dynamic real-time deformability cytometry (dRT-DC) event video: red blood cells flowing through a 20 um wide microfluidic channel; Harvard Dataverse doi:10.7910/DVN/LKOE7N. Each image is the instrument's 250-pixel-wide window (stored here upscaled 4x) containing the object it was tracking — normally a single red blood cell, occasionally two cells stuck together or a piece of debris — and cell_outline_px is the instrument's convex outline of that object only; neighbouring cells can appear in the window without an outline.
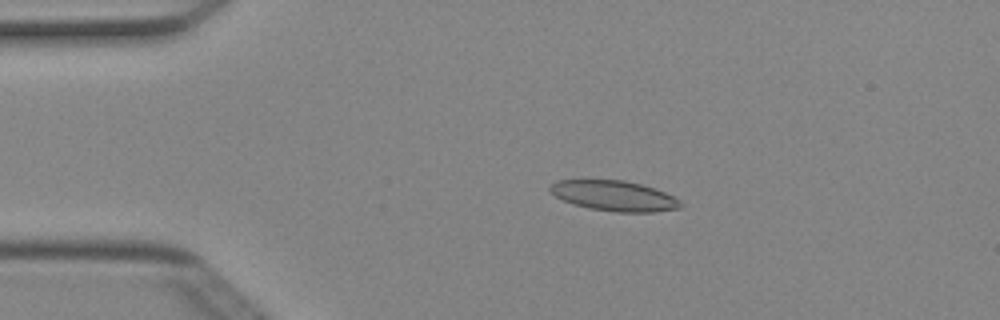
{"species": "Egyptian fruit bat (a non-hibernating species)", "species_latin": "Rousettus aegyptiacus", "temperature_condition": "cold", "stored_images_in_passage": 49, "camera_frame_rate_fps": 3000, "um_per_image_px": 0.085, "animal": {"sex": "female"}, "frame": {"image": 1, "passage_image": 9, "time_ms": 2.667, "image_size_px": [1000, 320], "cell_outline_px": [[684, 204], [680, 208], [656, 212], [616, 212], [588, 208], [572, 204], [556, 196], [548, 188], [556, 180], [624, 180], [640, 184], [664, 192], [680, 200]], "centroid_in_image_um": [52.22, 16.65], "position_along_channel_um": 32.8, "area_um2": 22.95}}
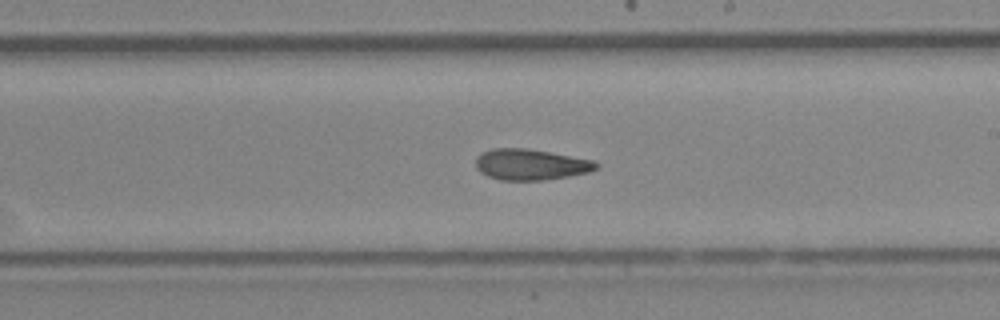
{"frame": {"image": 2, "passage_image": 28, "time_ms": 9.0, "image_size_px": [1000, 320], "cell_outline_px": [[600, 164], [596, 168], [588, 172], [568, 176], [544, 180], [500, 180], [488, 176], [480, 172], [476, 168], [476, 156], [480, 152], [492, 148], [524, 148], [596, 160]], "centroid_in_image_um": [45.09, 13.98], "position_along_channel_um": 243.9, "area_um2": 21.79}}
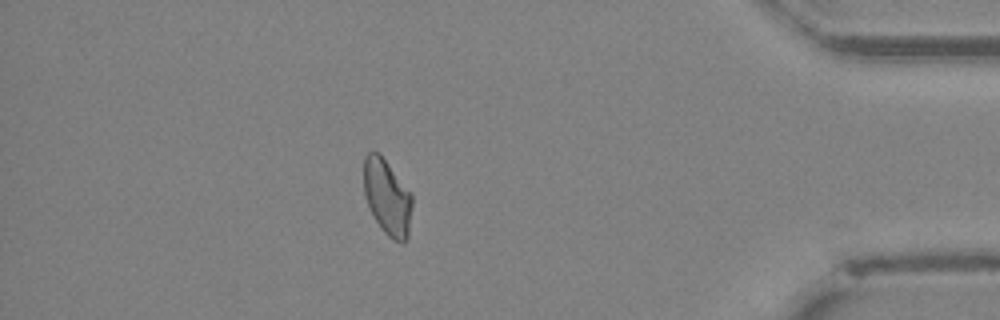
{"frame": {"image": 3, "passage_image": 43, "time_ms": 14.0, "image_size_px": [1000, 320], "cell_outline_px": [[412, 204], [408, 236], [404, 240], [392, 240], [384, 232], [376, 220], [364, 196], [364, 156], [372, 148], [380, 152], [412, 192]], "centroid_in_image_um": [32.91, 16.66], "position_along_channel_um": 402.3, "area_um2": 21.56}, "authors_computed_cell_mechanics": {"area_um2": 22.1374, "velocity_mm_per_s": 4.0154, "shape_relaxation_time_tau1_ms": null, "shape_relaxation_time_tau2_ms": 3.5668, "deformation_change_tau1": null, "deformation_change_tau2": 0.0941}}